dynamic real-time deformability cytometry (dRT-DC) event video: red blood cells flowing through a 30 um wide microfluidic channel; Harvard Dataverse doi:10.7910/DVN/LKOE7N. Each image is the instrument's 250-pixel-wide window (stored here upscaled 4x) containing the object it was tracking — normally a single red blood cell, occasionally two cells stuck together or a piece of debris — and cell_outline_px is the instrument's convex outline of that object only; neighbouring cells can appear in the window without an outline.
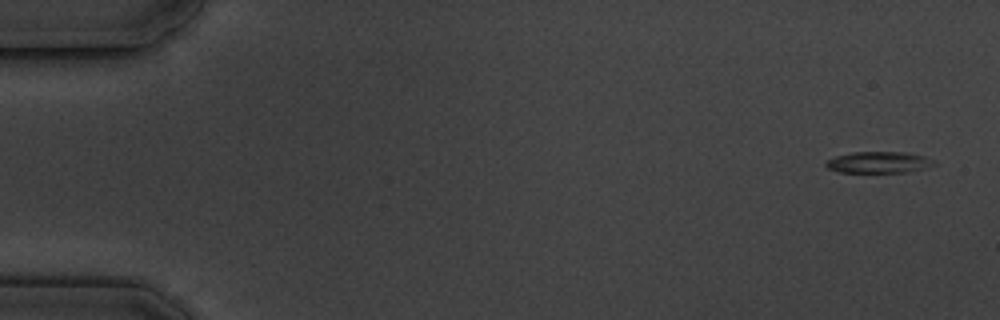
{"species": "common noctule bat (a hibernating species)", "species_latin": "Nyctalus noctula", "temperature_condition": "cold", "stored_images_in_passage": 4, "camera_frame_rate_fps": 3000, "um_per_image_px": 0.085, "animal": {"sex": "male", "body_mass_g": 19.5, "forearm_length_mm": 54.6}, "frame": {"image": 1, "passage_image": 1, "time_ms": 0.0, "image_size_px": [1000, 320], "cell_outline_px": [[936, 164], [908, 172], [840, 172], [828, 168], [824, 164], [824, 160], [836, 156], [852, 152], [904, 152], [924, 156], [932, 160]], "centroid_in_image_um": [74.62, 13.79], "position_along_channel_um": 10.4, "area_um2": 13.35}}